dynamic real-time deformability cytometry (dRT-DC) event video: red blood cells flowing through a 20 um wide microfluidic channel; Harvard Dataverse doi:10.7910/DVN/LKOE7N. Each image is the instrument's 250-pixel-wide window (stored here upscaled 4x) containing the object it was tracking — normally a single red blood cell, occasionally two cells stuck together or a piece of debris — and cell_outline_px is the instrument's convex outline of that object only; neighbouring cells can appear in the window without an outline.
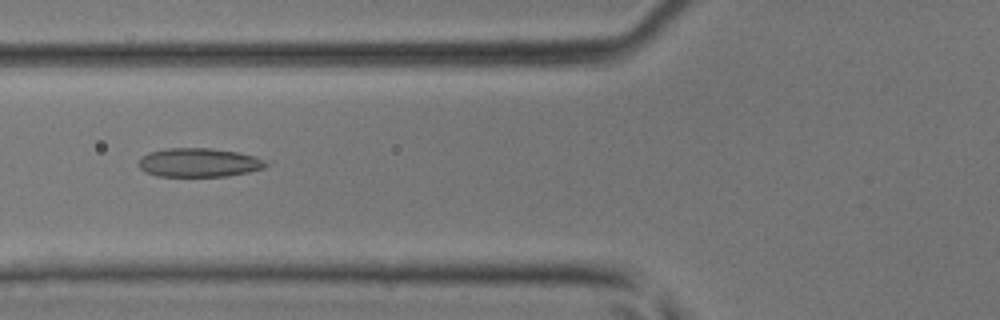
{"species": "common noctule bat (a hibernating species)", "species_latin": "Nyctalus noctula", "temperature_condition": "room temperature", "stored_images_in_passage": 23, "camera_frame_rate_fps": 3000, "um_per_image_px": 0.085, "animal": {"sex": "male", "body_mass_g": 17.9, "forearm_length_mm": 54.2}, "frame": {"image": 1, "passage_image": 14, "time_ms": 4.333, "image_size_px": [1000, 320], "cell_outline_px": [[272, 160], [264, 168], [248, 172], [228, 176], [156, 176], [144, 172], [136, 164], [148, 152], [168, 148], [212, 148], [236, 152]], "centroid_in_image_um": [16.94, 13.82], "position_along_channel_um": 108.9, "area_um2": 21.62}}